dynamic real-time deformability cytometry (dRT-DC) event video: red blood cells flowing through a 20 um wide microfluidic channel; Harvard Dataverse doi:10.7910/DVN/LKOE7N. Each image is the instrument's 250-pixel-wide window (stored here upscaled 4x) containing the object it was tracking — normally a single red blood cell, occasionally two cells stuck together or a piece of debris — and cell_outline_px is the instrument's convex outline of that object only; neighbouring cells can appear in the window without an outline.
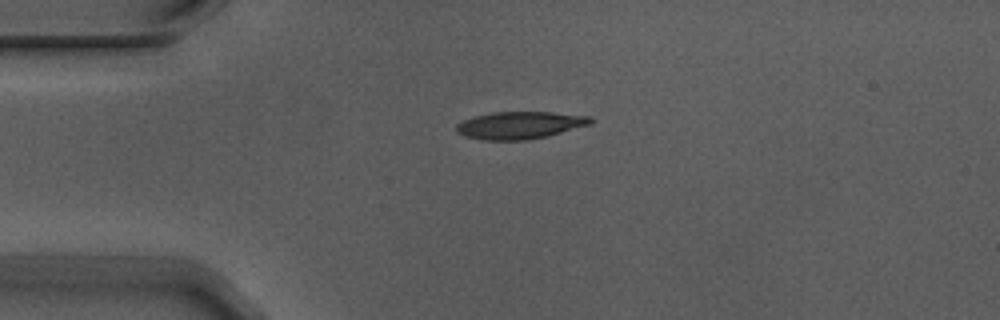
{"species": "Egyptian fruit bat (a non-hibernating species)", "species_latin": "Rousettus aegyptiacus", "temperature_condition": "warm", "stored_images_in_passage": 2, "camera_frame_rate_fps": 3000, "um_per_image_px": 0.085, "animal": {"sex": "male"}, "frame": {"image": 1, "passage_image": 1, "time_ms": 0.0, "image_size_px": [1000, 320], "cell_outline_px": [[596, 120], [592, 124], [548, 136], [528, 140], [484, 140], [464, 136], [456, 132], [456, 124], [464, 120], [476, 116], [492, 112], [552, 112], [588, 116]], "centroid_in_image_um": [44.21, 10.65], "position_along_channel_um": 40.8, "area_um2": 21.5}}